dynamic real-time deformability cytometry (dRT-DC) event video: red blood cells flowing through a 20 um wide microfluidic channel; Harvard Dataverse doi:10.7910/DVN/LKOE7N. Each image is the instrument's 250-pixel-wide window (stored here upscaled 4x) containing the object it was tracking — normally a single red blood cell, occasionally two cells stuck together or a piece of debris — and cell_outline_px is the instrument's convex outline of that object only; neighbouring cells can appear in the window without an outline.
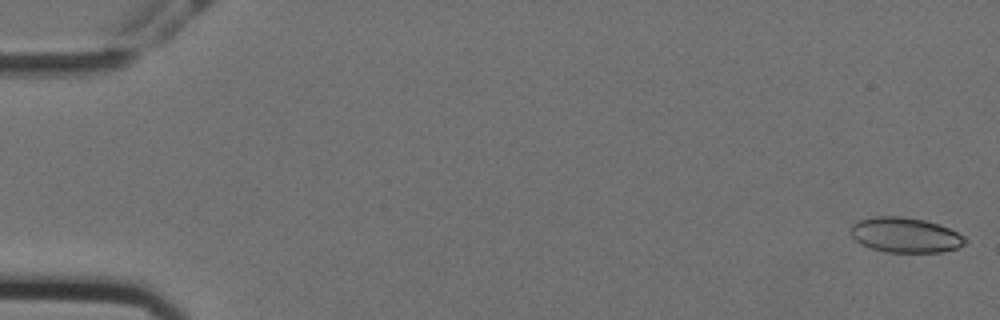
{"species": "Egyptian fruit bat (a non-hibernating species)", "species_latin": "Rousettus aegyptiacus", "temperature_condition": "cold", "stored_images_in_passage": 57, "camera_frame_rate_fps": 3000, "um_per_image_px": 0.085, "animal": {"sex": "female"}, "frame": {"image": 1, "passage_image": 1, "time_ms": 0.0, "image_size_px": [1000, 320], "cell_outline_px": [[968, 240], [964, 244], [956, 248], [940, 252], [884, 252], [860, 244], [852, 236], [848, 228], [852, 224], [860, 220], [872, 216], [900, 216], [924, 220], [948, 228], [964, 236]], "centroid_in_image_um": [76.9, 19.97], "position_along_channel_um": 8.1, "area_um2": 23.35}}
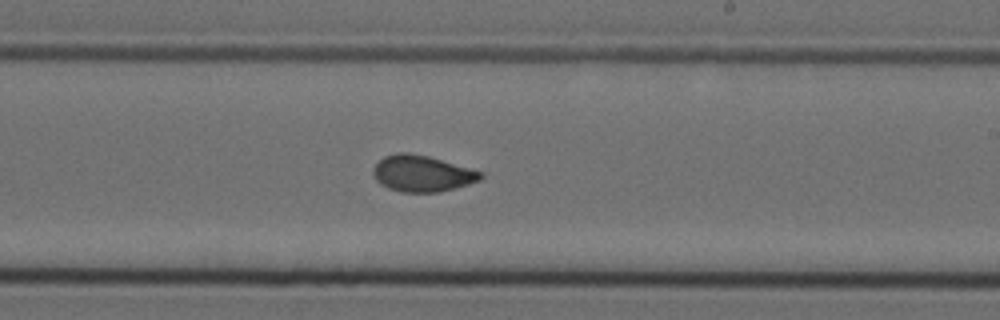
{"frame": {"image": 2, "passage_image": 34, "time_ms": 11.0, "image_size_px": [1000, 320], "cell_outline_px": [[484, 176], [480, 180], [468, 184], [440, 192], [400, 192], [388, 188], [380, 184], [376, 180], [372, 172], [372, 168], [384, 156], [396, 152], [408, 152], [428, 156], [484, 172]], "centroid_in_image_um": [35.86, 14.75], "position_along_channel_um": 253.1, "area_um2": 22.83}}
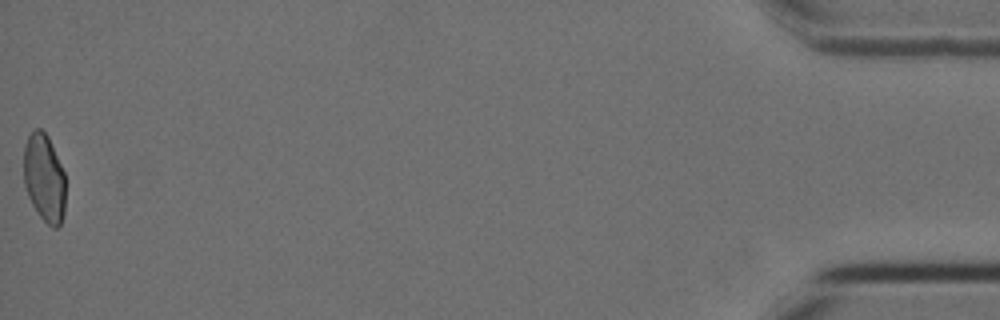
{"frame": {"image": 3, "passage_image": 57, "time_ms": 18.667, "image_size_px": [1000, 320], "cell_outline_px": [[64, 212], [60, 224], [56, 228], [52, 228], [40, 216], [32, 204], [28, 196], [24, 184], [24, 148], [28, 136], [36, 128], [40, 128], [48, 136], [64, 172]], "centroid_in_image_um": [3.75, 15.13], "position_along_channel_um": 431.5, "area_um2": 21.21}, "authors_computed_cell_mechanics": {"area_um2": 22.7732, "velocity_mm_per_s": 3.5559, "shape_relaxation_time_tau1_ms": null, "shape_relaxation_time_tau2_ms": 1.0361, "deformation_change_tau1": null, "deformation_change_tau2": 0.0599}}